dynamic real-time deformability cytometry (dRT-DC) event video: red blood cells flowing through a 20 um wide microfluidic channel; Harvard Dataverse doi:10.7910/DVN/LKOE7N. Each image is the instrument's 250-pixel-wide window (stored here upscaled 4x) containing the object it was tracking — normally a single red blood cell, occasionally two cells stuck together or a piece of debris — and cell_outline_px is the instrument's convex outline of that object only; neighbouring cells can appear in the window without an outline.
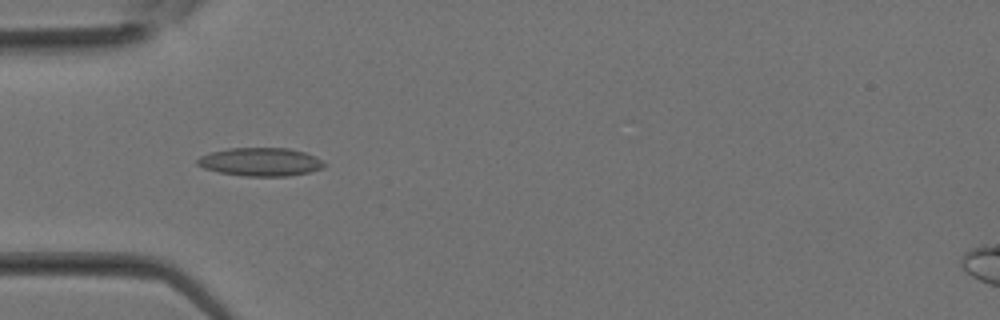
{"species": "Egyptian fruit bat (a non-hibernating species)", "species_latin": "Rousettus aegyptiacus", "temperature_condition": "room temperature", "stored_images_in_passage": 21, "camera_frame_rate_fps": 3000, "um_per_image_px": 0.085, "animal": {"sex": "female"}, "frame": {"image": 1, "passage_image": 1, "time_ms": 0.0, "image_size_px": [1000, 320], "cell_outline_px": [[324, 168], [308, 172], [288, 176], [244, 176], [220, 172], [204, 168], [196, 164], [196, 160], [200, 156], [212, 152], [228, 148], [288, 148], [304, 152], [316, 156], [324, 164]], "centroid_in_image_um": [22.13, 13.76], "position_along_channel_um": 62.9, "area_um2": 20.81}}
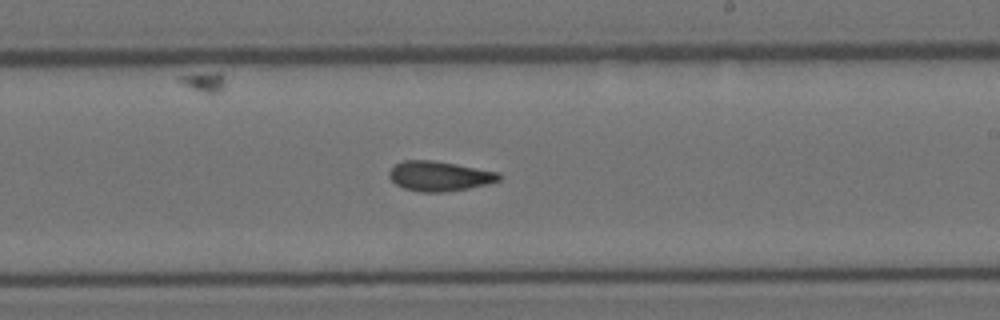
{"frame": {"image": 2, "passage_image": 10, "time_ms": 3.0, "image_size_px": [1000, 320], "cell_outline_px": [[504, 176], [500, 180], [488, 184], [468, 188], [444, 192], [420, 192], [404, 188], [396, 184], [388, 176], [388, 172], [396, 164], [404, 160], [432, 160], [456, 164], [500, 172]], "centroid_in_image_um": [37.38, 14.97], "position_along_channel_um": 251.6, "area_um2": 19.19}}
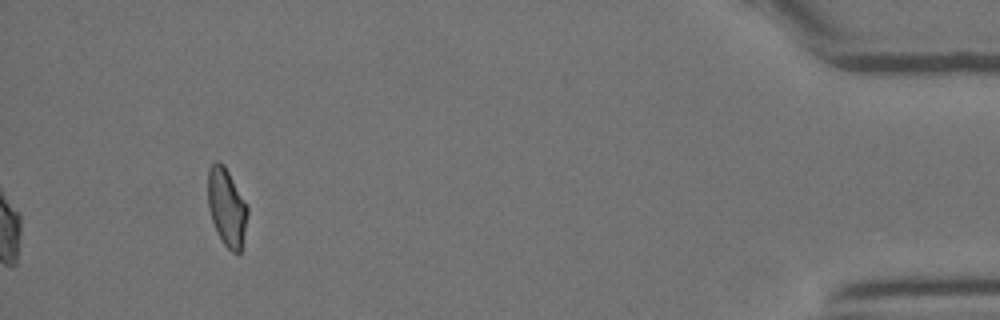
{"frame": {"image": 3, "passage_image": 21, "time_ms": 6.667, "image_size_px": [1000, 320], "cell_outline_px": [[248, 212], [240, 252], [232, 252], [224, 244], [216, 232], [208, 208], [208, 168], [216, 160], [224, 164], [248, 208]], "centroid_in_image_um": [19.24, 17.59], "position_along_channel_um": 416.0, "area_um2": 17.69}}